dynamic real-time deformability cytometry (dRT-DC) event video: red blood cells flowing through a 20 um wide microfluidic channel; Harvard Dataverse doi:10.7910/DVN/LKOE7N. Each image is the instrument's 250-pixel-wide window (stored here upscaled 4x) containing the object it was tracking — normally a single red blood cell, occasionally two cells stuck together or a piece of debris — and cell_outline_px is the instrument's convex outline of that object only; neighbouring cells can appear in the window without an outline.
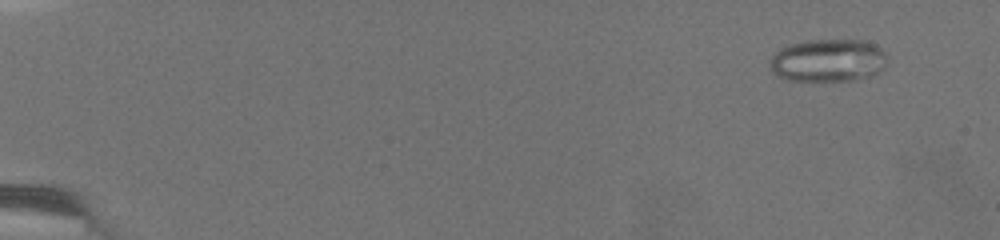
{"species": "common noctule bat (a hibernating species)", "species_latin": "Nyctalus noctula", "temperature_condition": "warm", "stored_images_in_passage": 14, "camera_frame_rate_fps": 3000, "um_per_image_px": 0.085, "animal": {"sex": "female", "body_mass_g": 19.5, "forearm_length_mm": 54.1}, "frame": {"image": 1, "passage_image": 7, "time_ms": 1.333, "image_size_px": [1000, 240], "cell_outline_px": [[888, 64], [884, 68], [868, 76], [852, 80], [788, 80], [776, 76], [772, 72], [768, 64], [768, 60], [780, 48], [788, 44], [808, 40], [864, 40], [880, 48], [888, 56]], "centroid_in_image_um": [70.36, 5.13], "position_along_channel_um": 14.6, "area_um2": 29.42}}